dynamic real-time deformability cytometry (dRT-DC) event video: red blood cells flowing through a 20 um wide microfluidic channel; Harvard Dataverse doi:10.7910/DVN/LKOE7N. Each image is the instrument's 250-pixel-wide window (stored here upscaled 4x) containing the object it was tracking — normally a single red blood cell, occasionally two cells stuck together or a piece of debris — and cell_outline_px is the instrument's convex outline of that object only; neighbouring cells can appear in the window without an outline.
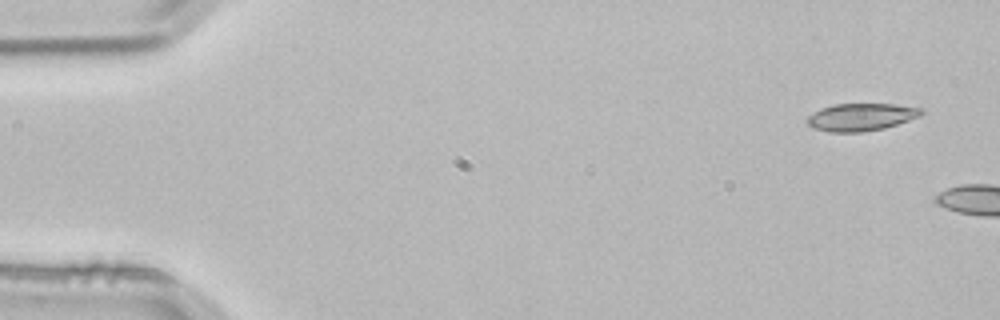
{"species": "common noctule bat (a hibernating species)", "species_latin": "Nyctalus noctula", "temperature_condition": "room temperature", "stored_images_in_passage": 2, "camera_frame_rate_fps": 3000, "um_per_image_px": 0.085, "animal": {"sex": "male", "body_mass_g": 21.5, "forearm_length_mm": 52.0}, "frame": {"image": 1, "passage_image": 1, "time_ms": 0.0, "image_size_px": [1000, 320], "cell_outline_px": [[924, 112], [920, 116], [884, 128], [860, 132], [828, 132], [816, 128], [808, 124], [808, 116], [820, 108], [836, 104], [896, 104], [924, 108]], "centroid_in_image_um": [73.22, 9.94], "position_along_channel_um": 11.8, "area_um2": 18.15}}